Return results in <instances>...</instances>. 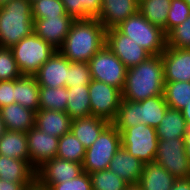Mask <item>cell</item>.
<instances>
[{"mask_svg": "<svg viewBox=\"0 0 190 190\" xmlns=\"http://www.w3.org/2000/svg\"><path fill=\"white\" fill-rule=\"evenodd\" d=\"M105 44L106 29L98 19H75L58 51L70 62H89Z\"/></svg>", "mask_w": 190, "mask_h": 190, "instance_id": "cell-1", "label": "cell"}, {"mask_svg": "<svg viewBox=\"0 0 190 190\" xmlns=\"http://www.w3.org/2000/svg\"><path fill=\"white\" fill-rule=\"evenodd\" d=\"M164 69L161 55H152L146 61L127 69L122 99L140 102L164 93Z\"/></svg>", "mask_w": 190, "mask_h": 190, "instance_id": "cell-2", "label": "cell"}, {"mask_svg": "<svg viewBox=\"0 0 190 190\" xmlns=\"http://www.w3.org/2000/svg\"><path fill=\"white\" fill-rule=\"evenodd\" d=\"M32 3L11 0L0 7V47L11 48L33 32Z\"/></svg>", "mask_w": 190, "mask_h": 190, "instance_id": "cell-3", "label": "cell"}, {"mask_svg": "<svg viewBox=\"0 0 190 190\" xmlns=\"http://www.w3.org/2000/svg\"><path fill=\"white\" fill-rule=\"evenodd\" d=\"M168 108L164 95L150 97L140 102L122 99L112 124L117 130H125L139 123L156 128L160 125Z\"/></svg>", "mask_w": 190, "mask_h": 190, "instance_id": "cell-4", "label": "cell"}, {"mask_svg": "<svg viewBox=\"0 0 190 190\" xmlns=\"http://www.w3.org/2000/svg\"><path fill=\"white\" fill-rule=\"evenodd\" d=\"M151 55H161L166 48V34L152 25L139 11L116 27Z\"/></svg>", "mask_w": 190, "mask_h": 190, "instance_id": "cell-5", "label": "cell"}, {"mask_svg": "<svg viewBox=\"0 0 190 190\" xmlns=\"http://www.w3.org/2000/svg\"><path fill=\"white\" fill-rule=\"evenodd\" d=\"M11 51L22 75L33 76L56 51L34 32L24 37Z\"/></svg>", "mask_w": 190, "mask_h": 190, "instance_id": "cell-6", "label": "cell"}, {"mask_svg": "<svg viewBox=\"0 0 190 190\" xmlns=\"http://www.w3.org/2000/svg\"><path fill=\"white\" fill-rule=\"evenodd\" d=\"M121 147V134L117 128L110 123L96 139V141L86 149L82 163L83 171L88 174L107 170L109 163L117 150Z\"/></svg>", "mask_w": 190, "mask_h": 190, "instance_id": "cell-7", "label": "cell"}, {"mask_svg": "<svg viewBox=\"0 0 190 190\" xmlns=\"http://www.w3.org/2000/svg\"><path fill=\"white\" fill-rule=\"evenodd\" d=\"M121 134V146L144 164L155 161L158 137L156 128L139 123L125 130H118Z\"/></svg>", "mask_w": 190, "mask_h": 190, "instance_id": "cell-8", "label": "cell"}, {"mask_svg": "<svg viewBox=\"0 0 190 190\" xmlns=\"http://www.w3.org/2000/svg\"><path fill=\"white\" fill-rule=\"evenodd\" d=\"M88 63L93 80L102 81L122 91L127 68L106 44Z\"/></svg>", "mask_w": 190, "mask_h": 190, "instance_id": "cell-9", "label": "cell"}, {"mask_svg": "<svg viewBox=\"0 0 190 190\" xmlns=\"http://www.w3.org/2000/svg\"><path fill=\"white\" fill-rule=\"evenodd\" d=\"M183 138L158 139L155 161L176 179L190 178V163L186 157Z\"/></svg>", "mask_w": 190, "mask_h": 190, "instance_id": "cell-10", "label": "cell"}, {"mask_svg": "<svg viewBox=\"0 0 190 190\" xmlns=\"http://www.w3.org/2000/svg\"><path fill=\"white\" fill-rule=\"evenodd\" d=\"M91 114L112 123L117 115L122 91L102 81L91 80L88 85Z\"/></svg>", "mask_w": 190, "mask_h": 190, "instance_id": "cell-11", "label": "cell"}, {"mask_svg": "<svg viewBox=\"0 0 190 190\" xmlns=\"http://www.w3.org/2000/svg\"><path fill=\"white\" fill-rule=\"evenodd\" d=\"M106 46L121 60L127 69L132 68L152 56L131 38L117 28L106 30Z\"/></svg>", "mask_w": 190, "mask_h": 190, "instance_id": "cell-12", "label": "cell"}, {"mask_svg": "<svg viewBox=\"0 0 190 190\" xmlns=\"http://www.w3.org/2000/svg\"><path fill=\"white\" fill-rule=\"evenodd\" d=\"M83 172L81 163L55 157L36 169V179L49 188L53 184L72 180Z\"/></svg>", "mask_w": 190, "mask_h": 190, "instance_id": "cell-13", "label": "cell"}, {"mask_svg": "<svg viewBox=\"0 0 190 190\" xmlns=\"http://www.w3.org/2000/svg\"><path fill=\"white\" fill-rule=\"evenodd\" d=\"M26 136L30 163L35 169L56 157L59 138L44 133L35 126L26 132Z\"/></svg>", "mask_w": 190, "mask_h": 190, "instance_id": "cell-14", "label": "cell"}, {"mask_svg": "<svg viewBox=\"0 0 190 190\" xmlns=\"http://www.w3.org/2000/svg\"><path fill=\"white\" fill-rule=\"evenodd\" d=\"M33 20V32L58 50L66 39L75 19L72 16H58Z\"/></svg>", "mask_w": 190, "mask_h": 190, "instance_id": "cell-15", "label": "cell"}, {"mask_svg": "<svg viewBox=\"0 0 190 190\" xmlns=\"http://www.w3.org/2000/svg\"><path fill=\"white\" fill-rule=\"evenodd\" d=\"M70 61L56 50L33 75L40 87H67Z\"/></svg>", "mask_w": 190, "mask_h": 190, "instance_id": "cell-16", "label": "cell"}, {"mask_svg": "<svg viewBox=\"0 0 190 190\" xmlns=\"http://www.w3.org/2000/svg\"><path fill=\"white\" fill-rule=\"evenodd\" d=\"M161 56L165 82H190V49L166 47Z\"/></svg>", "mask_w": 190, "mask_h": 190, "instance_id": "cell-17", "label": "cell"}, {"mask_svg": "<svg viewBox=\"0 0 190 190\" xmlns=\"http://www.w3.org/2000/svg\"><path fill=\"white\" fill-rule=\"evenodd\" d=\"M139 11V0H101V10L96 17L106 30L116 28Z\"/></svg>", "mask_w": 190, "mask_h": 190, "instance_id": "cell-18", "label": "cell"}, {"mask_svg": "<svg viewBox=\"0 0 190 190\" xmlns=\"http://www.w3.org/2000/svg\"><path fill=\"white\" fill-rule=\"evenodd\" d=\"M143 167V162L121 146L109 163L108 170L114 172L129 185H137L142 176Z\"/></svg>", "mask_w": 190, "mask_h": 190, "instance_id": "cell-19", "label": "cell"}, {"mask_svg": "<svg viewBox=\"0 0 190 190\" xmlns=\"http://www.w3.org/2000/svg\"><path fill=\"white\" fill-rule=\"evenodd\" d=\"M71 122L66 112L43 109L36 112L35 127L53 137L60 138L70 132Z\"/></svg>", "mask_w": 190, "mask_h": 190, "instance_id": "cell-20", "label": "cell"}, {"mask_svg": "<svg viewBox=\"0 0 190 190\" xmlns=\"http://www.w3.org/2000/svg\"><path fill=\"white\" fill-rule=\"evenodd\" d=\"M110 124L109 121L96 116L73 119L70 131L87 149L100 136L101 132Z\"/></svg>", "mask_w": 190, "mask_h": 190, "instance_id": "cell-21", "label": "cell"}, {"mask_svg": "<svg viewBox=\"0 0 190 190\" xmlns=\"http://www.w3.org/2000/svg\"><path fill=\"white\" fill-rule=\"evenodd\" d=\"M6 130L27 132L35 126L36 112L14 103L0 109Z\"/></svg>", "mask_w": 190, "mask_h": 190, "instance_id": "cell-22", "label": "cell"}, {"mask_svg": "<svg viewBox=\"0 0 190 190\" xmlns=\"http://www.w3.org/2000/svg\"><path fill=\"white\" fill-rule=\"evenodd\" d=\"M176 178L156 162L144 164L138 186L141 190H171Z\"/></svg>", "mask_w": 190, "mask_h": 190, "instance_id": "cell-23", "label": "cell"}, {"mask_svg": "<svg viewBox=\"0 0 190 190\" xmlns=\"http://www.w3.org/2000/svg\"><path fill=\"white\" fill-rule=\"evenodd\" d=\"M0 179L6 182H33L36 179V169L30 161L0 155Z\"/></svg>", "mask_w": 190, "mask_h": 190, "instance_id": "cell-24", "label": "cell"}, {"mask_svg": "<svg viewBox=\"0 0 190 190\" xmlns=\"http://www.w3.org/2000/svg\"><path fill=\"white\" fill-rule=\"evenodd\" d=\"M39 90L34 76L22 75L15 79V103L34 112L39 110Z\"/></svg>", "mask_w": 190, "mask_h": 190, "instance_id": "cell-25", "label": "cell"}, {"mask_svg": "<svg viewBox=\"0 0 190 190\" xmlns=\"http://www.w3.org/2000/svg\"><path fill=\"white\" fill-rule=\"evenodd\" d=\"M0 155L30 161L26 133L6 130L0 138Z\"/></svg>", "mask_w": 190, "mask_h": 190, "instance_id": "cell-26", "label": "cell"}, {"mask_svg": "<svg viewBox=\"0 0 190 190\" xmlns=\"http://www.w3.org/2000/svg\"><path fill=\"white\" fill-rule=\"evenodd\" d=\"M69 97L66 113L71 119L91 116V105L88 85L67 86Z\"/></svg>", "mask_w": 190, "mask_h": 190, "instance_id": "cell-27", "label": "cell"}, {"mask_svg": "<svg viewBox=\"0 0 190 190\" xmlns=\"http://www.w3.org/2000/svg\"><path fill=\"white\" fill-rule=\"evenodd\" d=\"M186 121L181 110L168 108L161 123L156 127L158 139H176L183 138Z\"/></svg>", "mask_w": 190, "mask_h": 190, "instance_id": "cell-28", "label": "cell"}, {"mask_svg": "<svg viewBox=\"0 0 190 190\" xmlns=\"http://www.w3.org/2000/svg\"><path fill=\"white\" fill-rule=\"evenodd\" d=\"M172 0H139V12L165 33V25Z\"/></svg>", "mask_w": 190, "mask_h": 190, "instance_id": "cell-29", "label": "cell"}, {"mask_svg": "<svg viewBox=\"0 0 190 190\" xmlns=\"http://www.w3.org/2000/svg\"><path fill=\"white\" fill-rule=\"evenodd\" d=\"M39 97V109L66 112L67 87H40Z\"/></svg>", "mask_w": 190, "mask_h": 190, "instance_id": "cell-30", "label": "cell"}, {"mask_svg": "<svg viewBox=\"0 0 190 190\" xmlns=\"http://www.w3.org/2000/svg\"><path fill=\"white\" fill-rule=\"evenodd\" d=\"M163 95L169 108L182 110L190 102V82H165Z\"/></svg>", "mask_w": 190, "mask_h": 190, "instance_id": "cell-31", "label": "cell"}, {"mask_svg": "<svg viewBox=\"0 0 190 190\" xmlns=\"http://www.w3.org/2000/svg\"><path fill=\"white\" fill-rule=\"evenodd\" d=\"M85 152L86 148L71 131L59 138L56 157L82 164Z\"/></svg>", "mask_w": 190, "mask_h": 190, "instance_id": "cell-32", "label": "cell"}, {"mask_svg": "<svg viewBox=\"0 0 190 190\" xmlns=\"http://www.w3.org/2000/svg\"><path fill=\"white\" fill-rule=\"evenodd\" d=\"M92 190H126L130 185L110 170L90 173Z\"/></svg>", "mask_w": 190, "mask_h": 190, "instance_id": "cell-33", "label": "cell"}, {"mask_svg": "<svg viewBox=\"0 0 190 190\" xmlns=\"http://www.w3.org/2000/svg\"><path fill=\"white\" fill-rule=\"evenodd\" d=\"M33 19L45 17L70 16L66 13L61 0H35L32 3Z\"/></svg>", "mask_w": 190, "mask_h": 190, "instance_id": "cell-34", "label": "cell"}, {"mask_svg": "<svg viewBox=\"0 0 190 190\" xmlns=\"http://www.w3.org/2000/svg\"><path fill=\"white\" fill-rule=\"evenodd\" d=\"M166 47L190 49V15L166 34Z\"/></svg>", "mask_w": 190, "mask_h": 190, "instance_id": "cell-35", "label": "cell"}, {"mask_svg": "<svg viewBox=\"0 0 190 190\" xmlns=\"http://www.w3.org/2000/svg\"><path fill=\"white\" fill-rule=\"evenodd\" d=\"M21 76L11 49L0 47V81L15 80Z\"/></svg>", "mask_w": 190, "mask_h": 190, "instance_id": "cell-36", "label": "cell"}, {"mask_svg": "<svg viewBox=\"0 0 190 190\" xmlns=\"http://www.w3.org/2000/svg\"><path fill=\"white\" fill-rule=\"evenodd\" d=\"M91 73L88 62H71L68 67L67 86L89 85Z\"/></svg>", "mask_w": 190, "mask_h": 190, "instance_id": "cell-37", "label": "cell"}, {"mask_svg": "<svg viewBox=\"0 0 190 190\" xmlns=\"http://www.w3.org/2000/svg\"><path fill=\"white\" fill-rule=\"evenodd\" d=\"M190 15V7L184 0H172L165 25V34L183 23Z\"/></svg>", "mask_w": 190, "mask_h": 190, "instance_id": "cell-38", "label": "cell"}, {"mask_svg": "<svg viewBox=\"0 0 190 190\" xmlns=\"http://www.w3.org/2000/svg\"><path fill=\"white\" fill-rule=\"evenodd\" d=\"M49 190H92V182L90 175L87 172H83L78 177L64 181L62 183L53 184Z\"/></svg>", "mask_w": 190, "mask_h": 190, "instance_id": "cell-39", "label": "cell"}, {"mask_svg": "<svg viewBox=\"0 0 190 190\" xmlns=\"http://www.w3.org/2000/svg\"><path fill=\"white\" fill-rule=\"evenodd\" d=\"M15 103V80L0 81V109Z\"/></svg>", "mask_w": 190, "mask_h": 190, "instance_id": "cell-40", "label": "cell"}, {"mask_svg": "<svg viewBox=\"0 0 190 190\" xmlns=\"http://www.w3.org/2000/svg\"><path fill=\"white\" fill-rule=\"evenodd\" d=\"M101 10V0H82V19L96 18Z\"/></svg>", "mask_w": 190, "mask_h": 190, "instance_id": "cell-41", "label": "cell"}, {"mask_svg": "<svg viewBox=\"0 0 190 190\" xmlns=\"http://www.w3.org/2000/svg\"><path fill=\"white\" fill-rule=\"evenodd\" d=\"M65 11L74 19H82V0H61Z\"/></svg>", "mask_w": 190, "mask_h": 190, "instance_id": "cell-42", "label": "cell"}, {"mask_svg": "<svg viewBox=\"0 0 190 190\" xmlns=\"http://www.w3.org/2000/svg\"><path fill=\"white\" fill-rule=\"evenodd\" d=\"M32 182H11L0 179V190H25Z\"/></svg>", "mask_w": 190, "mask_h": 190, "instance_id": "cell-43", "label": "cell"}, {"mask_svg": "<svg viewBox=\"0 0 190 190\" xmlns=\"http://www.w3.org/2000/svg\"><path fill=\"white\" fill-rule=\"evenodd\" d=\"M171 190H190V178L176 179Z\"/></svg>", "mask_w": 190, "mask_h": 190, "instance_id": "cell-44", "label": "cell"}, {"mask_svg": "<svg viewBox=\"0 0 190 190\" xmlns=\"http://www.w3.org/2000/svg\"><path fill=\"white\" fill-rule=\"evenodd\" d=\"M183 141H184V149H185V154L186 157L190 163V125H186L184 136H183Z\"/></svg>", "mask_w": 190, "mask_h": 190, "instance_id": "cell-45", "label": "cell"}, {"mask_svg": "<svg viewBox=\"0 0 190 190\" xmlns=\"http://www.w3.org/2000/svg\"><path fill=\"white\" fill-rule=\"evenodd\" d=\"M25 190H49L47 186L41 184L37 179L30 183Z\"/></svg>", "mask_w": 190, "mask_h": 190, "instance_id": "cell-46", "label": "cell"}, {"mask_svg": "<svg viewBox=\"0 0 190 190\" xmlns=\"http://www.w3.org/2000/svg\"><path fill=\"white\" fill-rule=\"evenodd\" d=\"M181 113L186 121V124L190 125V102L181 110Z\"/></svg>", "mask_w": 190, "mask_h": 190, "instance_id": "cell-47", "label": "cell"}, {"mask_svg": "<svg viewBox=\"0 0 190 190\" xmlns=\"http://www.w3.org/2000/svg\"><path fill=\"white\" fill-rule=\"evenodd\" d=\"M5 132H6V127H5V124L3 122L1 112H0V138L4 135Z\"/></svg>", "mask_w": 190, "mask_h": 190, "instance_id": "cell-48", "label": "cell"}, {"mask_svg": "<svg viewBox=\"0 0 190 190\" xmlns=\"http://www.w3.org/2000/svg\"><path fill=\"white\" fill-rule=\"evenodd\" d=\"M126 190H141L138 185H130Z\"/></svg>", "mask_w": 190, "mask_h": 190, "instance_id": "cell-49", "label": "cell"}, {"mask_svg": "<svg viewBox=\"0 0 190 190\" xmlns=\"http://www.w3.org/2000/svg\"><path fill=\"white\" fill-rule=\"evenodd\" d=\"M11 0H0V7L6 5Z\"/></svg>", "mask_w": 190, "mask_h": 190, "instance_id": "cell-50", "label": "cell"}, {"mask_svg": "<svg viewBox=\"0 0 190 190\" xmlns=\"http://www.w3.org/2000/svg\"><path fill=\"white\" fill-rule=\"evenodd\" d=\"M190 7V0H184Z\"/></svg>", "mask_w": 190, "mask_h": 190, "instance_id": "cell-51", "label": "cell"}]
</instances>
